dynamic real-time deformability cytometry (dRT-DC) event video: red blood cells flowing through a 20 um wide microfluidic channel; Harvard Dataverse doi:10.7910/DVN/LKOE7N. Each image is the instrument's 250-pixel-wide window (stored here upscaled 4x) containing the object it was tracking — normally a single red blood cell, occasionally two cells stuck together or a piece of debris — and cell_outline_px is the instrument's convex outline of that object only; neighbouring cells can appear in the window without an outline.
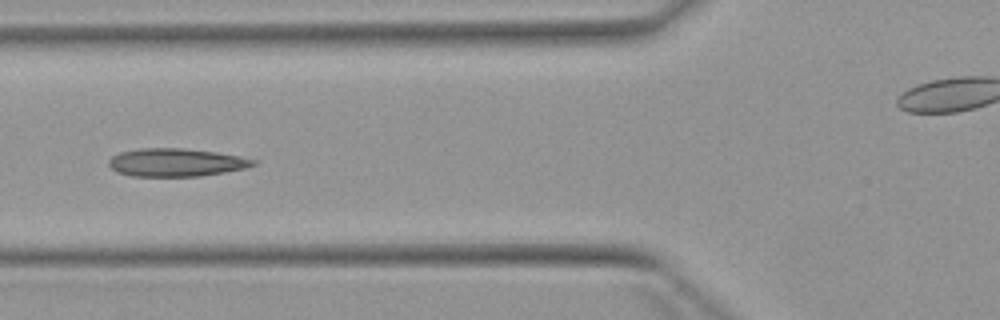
{"species": "Egyptian fruit bat (a non-hibernating species)", "species_latin": "Rousettus aegyptiacus", "temperature_condition": "warm", "stored_images_in_passage": 5, "camera_frame_rate_fps": 3000, "um_per_image_px": 0.085, "animal": {"sex": "female"}, "frame": {"image": 1, "passage_image": 5, "time_ms": 5.667, "image_size_px": [1000, 320], "cell_outline_px": [[260, 160], [256, 164], [244, 168], [224, 172], [200, 176], [132, 176], [116, 172], [108, 164], [108, 160], [112, 156], [120, 152], [140, 148], [184, 148], [216, 152], [240, 156]], "centroid_in_image_um": [14.97, 13.8], "position_along_channel_um": 110.8, "area_um2": 23.7}}